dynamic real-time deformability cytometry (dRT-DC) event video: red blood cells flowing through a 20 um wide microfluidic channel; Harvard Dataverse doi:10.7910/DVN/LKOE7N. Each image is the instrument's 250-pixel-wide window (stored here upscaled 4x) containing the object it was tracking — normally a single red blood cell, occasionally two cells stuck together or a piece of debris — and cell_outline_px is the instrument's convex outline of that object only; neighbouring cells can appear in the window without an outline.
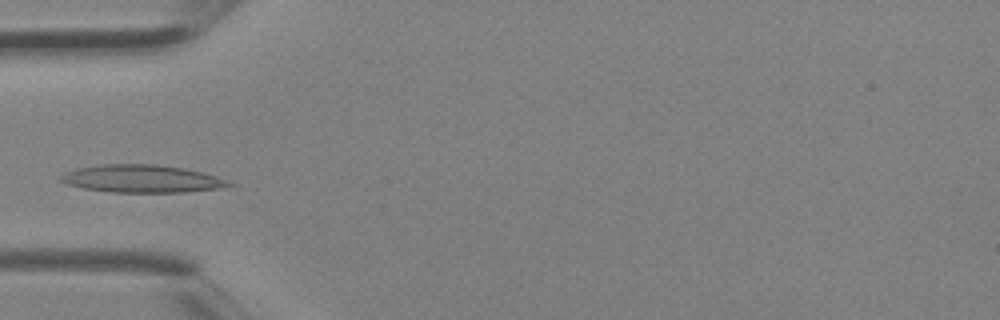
{"species": "Egyptian fruit bat (a non-hibernating species)", "species_latin": "Rousettus aegyptiacus", "temperature_condition": "room temperature", "stored_images_in_passage": 3, "camera_frame_rate_fps": 3000, "um_per_image_px": 0.085, "animal": {"sex": "female"}, "frame": {"image": 1, "passage_image": 3, "time_ms": 0.667, "image_size_px": [1000, 320], "cell_outline_px": [[236, 184], [220, 188], [184, 192], [112, 192], [80, 188], [68, 184], [60, 180], [60, 176], [64, 172], [76, 168], [100, 164], [156, 164], [184, 168], [216, 176], [228, 180]], "centroid_in_image_um": [12.03, 15.19], "position_along_channel_um": 73.0, "area_um2": 27.17}}